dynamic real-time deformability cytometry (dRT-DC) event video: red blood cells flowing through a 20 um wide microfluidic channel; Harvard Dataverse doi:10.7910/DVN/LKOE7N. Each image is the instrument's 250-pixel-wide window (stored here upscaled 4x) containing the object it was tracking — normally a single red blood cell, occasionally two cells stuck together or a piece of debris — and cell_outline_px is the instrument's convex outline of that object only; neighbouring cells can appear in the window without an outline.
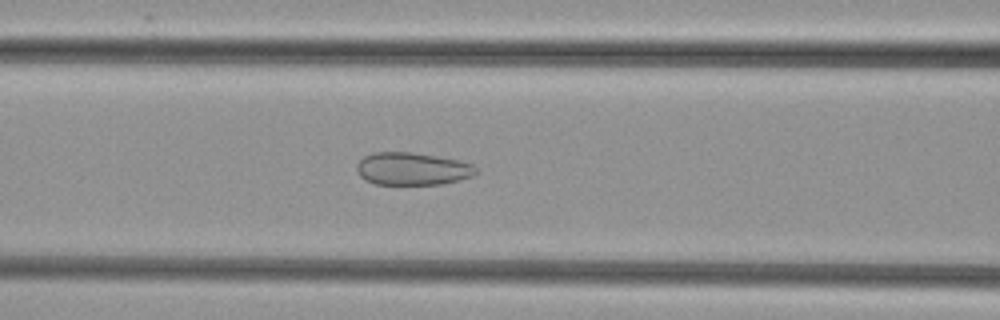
{"species": "common noctule bat (a hibernating species)", "species_latin": "Nyctalus noctula", "temperature_condition": "cold", "stored_images_in_passage": 37, "camera_frame_rate_fps": 3000, "um_per_image_px": 0.085, "animal": {"sex": "female", "body_mass_g": 29.2, "forearm_length_mm": 56.3}, "frame": {"image": 1, "passage_image": 11, "time_ms": 3.333, "image_size_px": [1000, 320], "cell_outline_px": [[476, 172], [472, 176], [460, 180], [440, 184], [376, 184], [364, 180], [356, 172], [356, 164], [364, 156], [376, 152], [412, 152], [460, 160], [472, 164], [476, 168]], "centroid_in_image_um": [35.02, 14.35], "position_along_channel_um": 131.6, "area_um2": 22.72}}
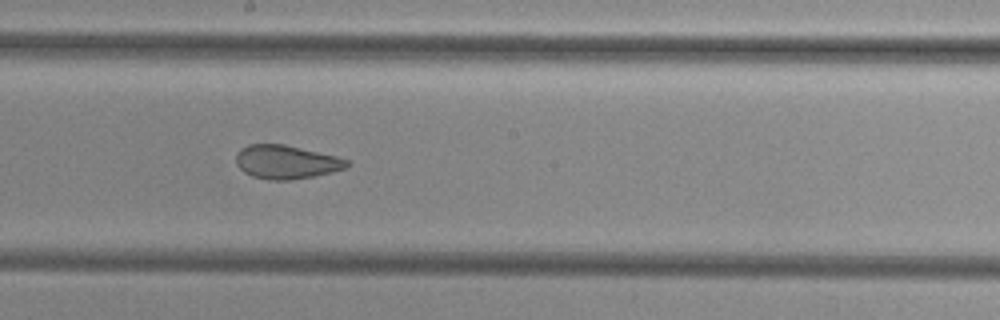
{"frame": {"image": 2, "passage_image": 18, "time_ms": 5.667, "image_size_px": [1000, 320], "cell_outline_px": [[348, 168], [332, 172], [312, 176], [288, 180], [268, 180], [252, 176], [244, 172], [236, 164], [236, 152], [240, 148], [248, 144], [284, 144], [336, 156], [348, 160]], "centroid_in_image_um": [24.3, 13.76], "position_along_channel_um": 223.9, "area_um2": 21.73}}
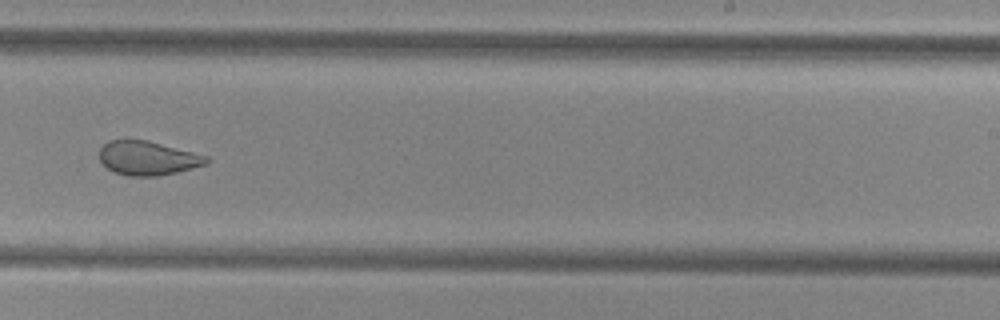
{"frame": {"image": 3, "passage_image": 22, "time_ms": 7.0, "image_size_px": [1000, 320], "cell_outline_px": [[212, 160], [208, 164], [160, 176], [128, 176], [116, 172], [108, 168], [100, 160], [100, 148], [108, 140], [148, 140], [208, 156]], "centroid_in_image_um": [12.6, 13.44], "position_along_channel_um": 276.4, "area_um2": 21.21}}